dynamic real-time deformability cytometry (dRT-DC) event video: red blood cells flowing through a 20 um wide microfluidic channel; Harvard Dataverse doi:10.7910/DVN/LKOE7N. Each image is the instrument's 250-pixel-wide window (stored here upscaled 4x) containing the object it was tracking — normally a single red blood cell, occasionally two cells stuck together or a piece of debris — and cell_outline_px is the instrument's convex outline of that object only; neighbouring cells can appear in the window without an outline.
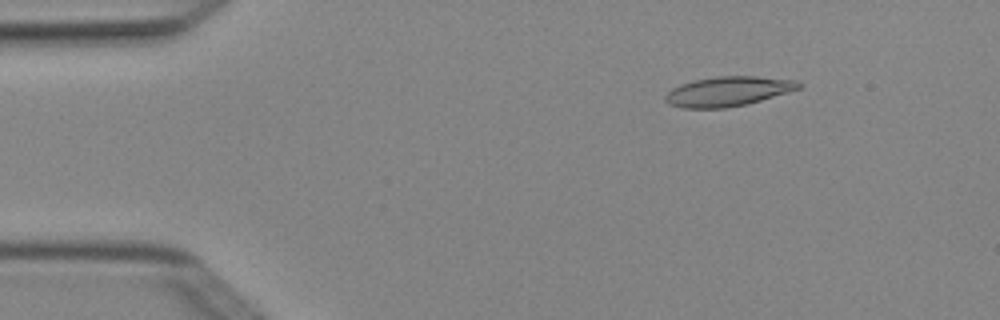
{"species": "Egyptian fruit bat (a non-hibernating species)", "species_latin": "Rousettus aegyptiacus", "temperature_condition": "cold", "stored_images_in_passage": 2, "camera_frame_rate_fps": 3000, "um_per_image_px": 0.085, "animal": {"sex": "female"}, "frame": {"image": 1, "passage_image": 1, "time_ms": 0.0, "image_size_px": [1000, 320], "cell_outline_px": [[804, 84], [800, 88], [788, 92], [748, 104], [724, 108], [684, 108], [668, 104], [664, 100], [664, 96], [672, 88], [680, 84], [696, 80], [716, 76], [756, 76], [796, 80]], "centroid_in_image_um": [61.88, 7.76], "position_along_channel_um": 23.1, "area_um2": 23.12}}